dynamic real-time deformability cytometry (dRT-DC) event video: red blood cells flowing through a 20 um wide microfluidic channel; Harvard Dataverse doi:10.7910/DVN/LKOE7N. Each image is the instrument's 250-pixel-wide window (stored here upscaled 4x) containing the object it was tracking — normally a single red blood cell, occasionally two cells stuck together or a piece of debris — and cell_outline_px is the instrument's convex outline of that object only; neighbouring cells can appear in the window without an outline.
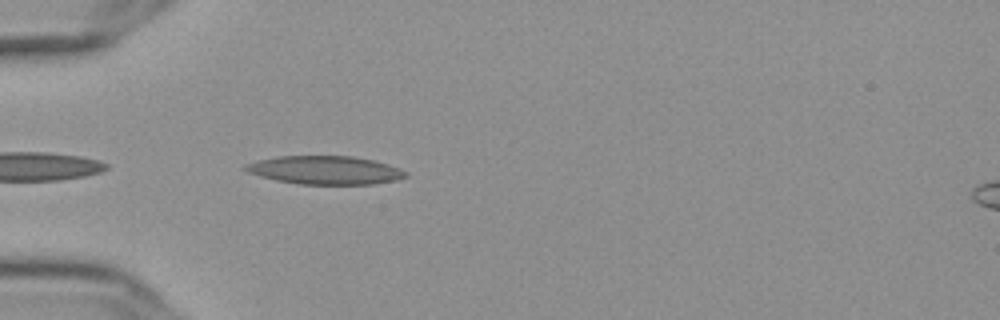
{"species": "Egyptian fruit bat (a non-hibernating species)", "species_latin": "Rousettus aegyptiacus", "temperature_condition": "cold", "stored_images_in_passage": 27, "camera_frame_rate_fps": 3000, "um_per_image_px": 0.085, "frame": {"image": 1, "passage_image": 2, "time_ms": 0.333, "image_size_px": [1000, 320], "cell_outline_px": [[408, 176], [396, 180], [376, 184], [300, 184], [276, 180], [260, 176], [248, 172], [240, 168], [244, 164], [260, 160], [280, 156], [352, 156], [372, 160], [388, 164], [408, 172]], "centroid_in_image_um": [27.63, 14.46], "position_along_channel_um": 57.4, "area_um2": 26.47}}
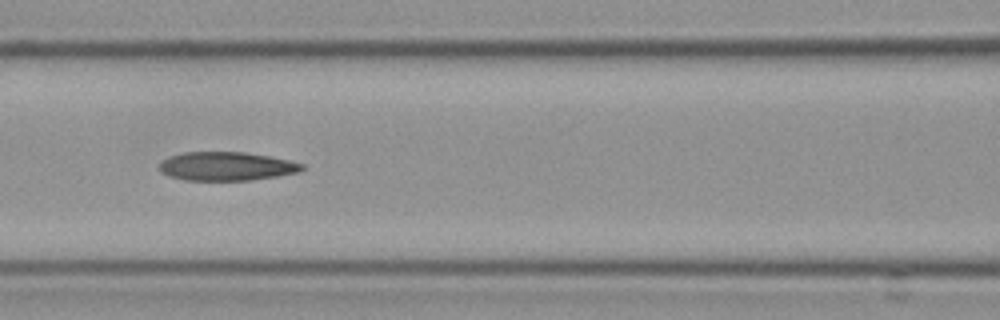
{"frame": {"image": 2, "passage_image": 10, "time_ms": 3.0, "image_size_px": [1000, 320], "cell_outline_px": [[304, 168], [300, 172], [252, 180], [184, 180], [168, 176], [160, 172], [160, 164], [164, 160], [172, 156], [184, 152], [244, 152], [268, 156], [288, 160], [304, 164]], "centroid_in_image_um": [19.26, 14.14], "position_along_channel_um": 147.3, "area_um2": 23.7}}
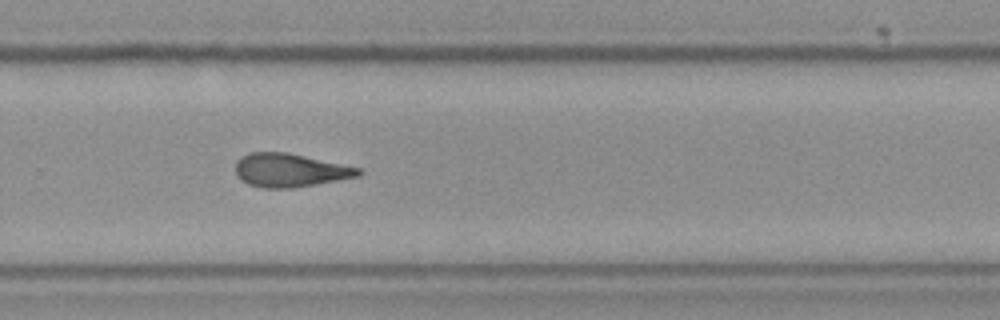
{"frame": {"image": 3, "passage_image": 23, "time_ms": 7.333, "image_size_px": [1000, 320], "cell_outline_px": [[364, 172], [360, 176], [292, 188], [264, 188], [248, 184], [236, 172], [236, 160], [240, 156], [252, 152], [288, 152], [360, 168]], "centroid_in_image_um": [24.66, 14.46], "position_along_channel_um": 305.1, "area_um2": 23.81}}